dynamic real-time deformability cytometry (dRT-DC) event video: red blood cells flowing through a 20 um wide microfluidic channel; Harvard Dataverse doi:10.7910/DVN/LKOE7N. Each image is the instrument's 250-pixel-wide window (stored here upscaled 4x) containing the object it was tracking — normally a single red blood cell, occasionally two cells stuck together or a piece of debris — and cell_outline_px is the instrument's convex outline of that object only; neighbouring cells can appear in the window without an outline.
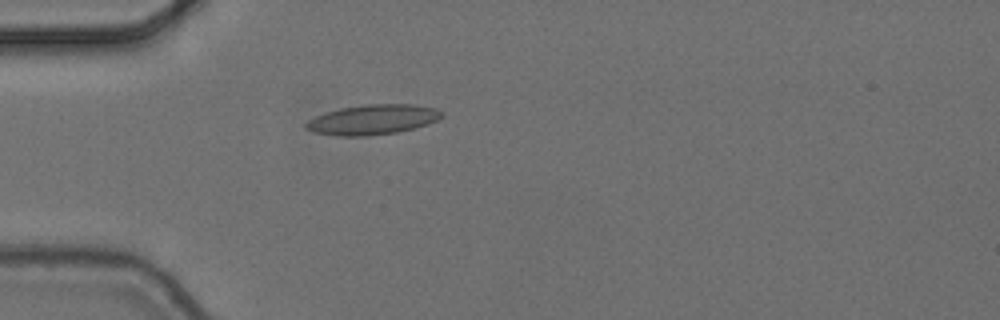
{"species": "common noctule bat (a hibernating species)", "species_latin": "Nyctalus noctula", "temperature_condition": "cold", "stored_images_in_passage": 1, "camera_frame_rate_fps": 3000, "um_per_image_px": 0.085, "animal": {"sex": "female", "body_mass_g": 24.6, "forearm_length_mm": 56.2}, "frame": {"image": 1, "passage_image": 1, "time_ms": 0.0, "image_size_px": [1000, 320], "cell_outline_px": [[444, 116], [428, 124], [396, 132], [368, 136], [336, 136], [312, 132], [304, 128], [304, 124], [308, 120], [324, 112], [340, 108], [364, 104], [412, 104], [436, 108], [444, 112]], "centroid_in_image_um": [31.65, 10.16], "position_along_channel_um": 53.4, "area_um2": 23.93}}